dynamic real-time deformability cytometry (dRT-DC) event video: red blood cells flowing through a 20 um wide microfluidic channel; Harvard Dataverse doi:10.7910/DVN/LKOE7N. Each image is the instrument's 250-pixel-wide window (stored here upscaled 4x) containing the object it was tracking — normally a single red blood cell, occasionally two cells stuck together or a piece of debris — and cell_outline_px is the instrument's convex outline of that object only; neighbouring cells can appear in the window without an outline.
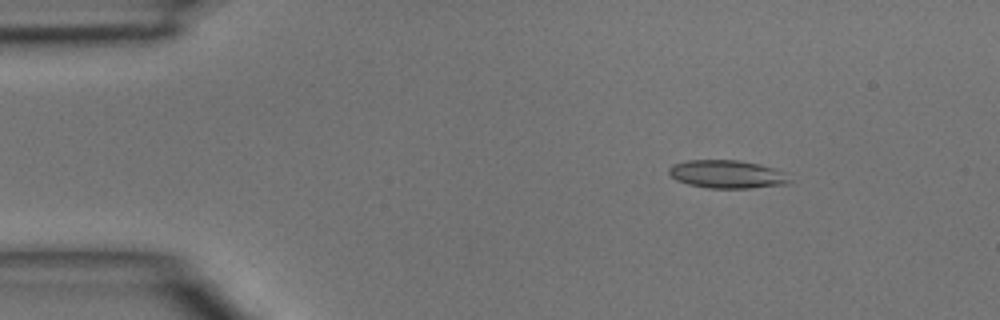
{"species": "common noctule bat (a hibernating species)", "species_latin": "Nyctalus noctula", "temperature_condition": "room temperature", "stored_images_in_passage": 4, "camera_frame_rate_fps": 3000, "um_per_image_px": 0.085, "animal": {"sex": "male", "body_mass_g": 15.6}, "frame": {"image": 1, "passage_image": 2, "time_ms": 1.333, "image_size_px": [1000, 320], "cell_outline_px": [[792, 184], [752, 188], [708, 188], [688, 184], [676, 180], [668, 172], [668, 168], [672, 164], [688, 160], [736, 160], [760, 164], [784, 172], [792, 180]], "centroid_in_image_um": [61.83, 14.82], "position_along_channel_um": 23.2, "area_um2": 19.94}}
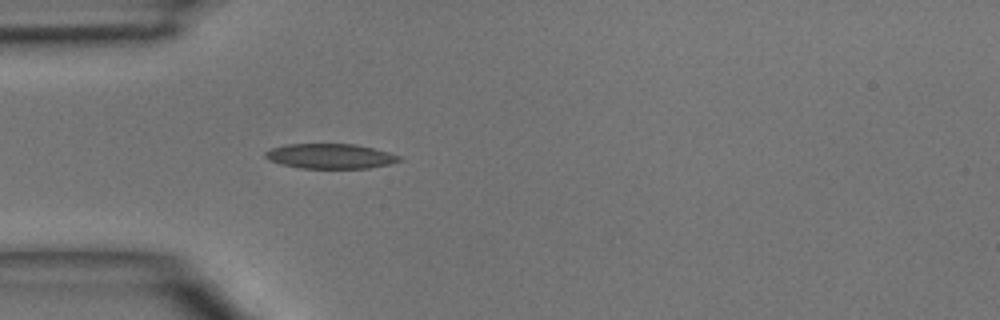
{"frame": {"image": 2, "passage_image": 4, "time_ms": 3.667, "image_size_px": [1000, 320], "cell_outline_px": [[400, 160], [388, 164], [368, 168], [300, 168], [268, 160], [264, 156], [264, 152], [272, 148], [284, 144], [356, 144], [388, 152], [400, 156]], "centroid_in_image_um": [28.03, 13.27], "position_along_channel_um": 57.0, "area_um2": 19.25}}